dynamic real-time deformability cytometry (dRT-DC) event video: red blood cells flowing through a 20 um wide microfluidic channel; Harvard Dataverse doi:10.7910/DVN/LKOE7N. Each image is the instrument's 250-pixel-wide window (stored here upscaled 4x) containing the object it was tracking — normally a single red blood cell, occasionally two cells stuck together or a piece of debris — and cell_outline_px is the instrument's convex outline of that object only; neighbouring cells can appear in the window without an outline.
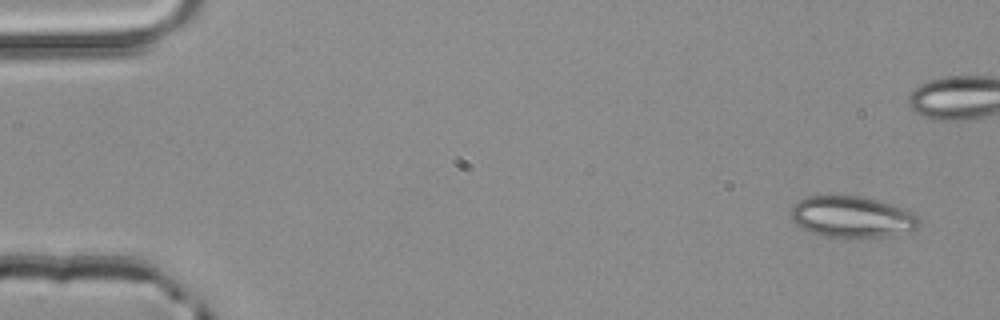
{"species": "common noctule bat (a hibernating species)", "species_latin": "Nyctalus noctula", "temperature_condition": "room temperature", "stored_images_in_passage": 5, "camera_frame_rate_fps": 3000, "um_per_image_px": 0.085, "animal": {"sex": "male", "body_mass_g": 20.4}, "frame": {"image": 1, "passage_image": 1, "time_ms": 0.0, "image_size_px": [1000, 320], "cell_outline_px": [[920, 224], [916, 228], [884, 236], [828, 236], [812, 232], [796, 224], [792, 220], [792, 208], [800, 200], [808, 196], [860, 196], [876, 200], [916, 212], [920, 220]], "centroid_in_image_um": [72.44, 18.41], "position_along_channel_um": 12.6, "area_um2": 29.94}}
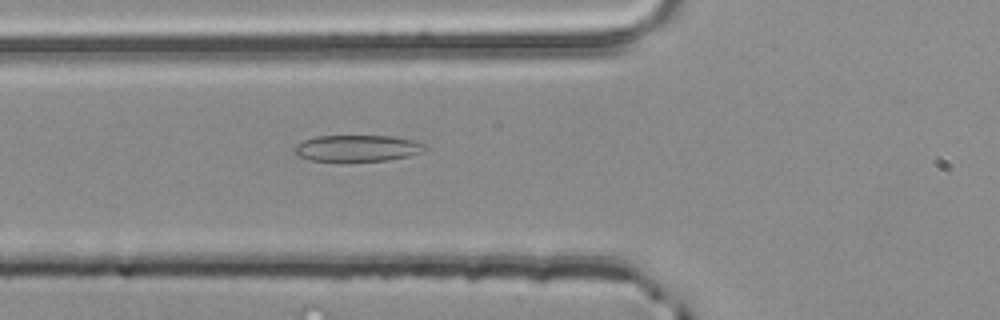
{"frame": {"image": 2, "passage_image": 5, "time_ms": 1.333, "image_size_px": [1000, 320], "cell_outline_px": [[428, 148], [420, 152], [408, 156], [388, 160], [312, 160], [300, 156], [292, 148], [296, 144], [304, 140], [316, 136], [392, 136], [412, 140], [424, 144]], "centroid_in_image_um": [30.38, 12.58], "position_along_channel_um": 95.4, "area_um2": 19.65}}